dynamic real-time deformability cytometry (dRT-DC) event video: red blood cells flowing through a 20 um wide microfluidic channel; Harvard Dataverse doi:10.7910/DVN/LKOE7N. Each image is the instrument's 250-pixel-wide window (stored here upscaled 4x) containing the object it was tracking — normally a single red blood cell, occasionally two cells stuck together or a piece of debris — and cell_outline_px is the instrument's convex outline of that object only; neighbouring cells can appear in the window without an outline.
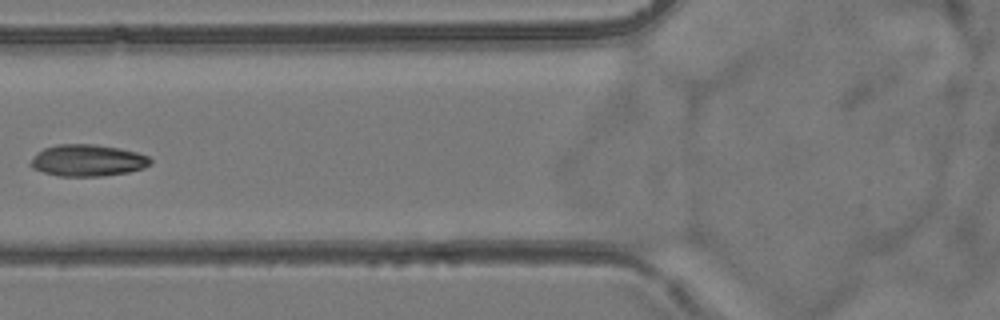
{"species": "common noctule bat (a hibernating species)", "species_latin": "Nyctalus noctula", "temperature_condition": "room temperature", "stored_images_in_passage": 7, "camera_frame_rate_fps": 3000, "um_per_image_px": 0.085, "animal": {"sex": "female", "body_mass_g": 24.6, "forearm_length_mm": 56.2}, "frame": {"image": 1, "passage_image": 7, "time_ms": 7.0, "image_size_px": [1000, 320], "cell_outline_px": [[152, 160], [144, 168], [128, 172], [100, 176], [60, 176], [44, 172], [32, 168], [28, 164], [36, 152], [44, 148], [56, 144], [96, 144], [120, 148], [136, 152], [148, 156]], "centroid_in_image_um": [7.41, 13.62], "position_along_channel_um": 118.4, "area_um2": 22.2}}